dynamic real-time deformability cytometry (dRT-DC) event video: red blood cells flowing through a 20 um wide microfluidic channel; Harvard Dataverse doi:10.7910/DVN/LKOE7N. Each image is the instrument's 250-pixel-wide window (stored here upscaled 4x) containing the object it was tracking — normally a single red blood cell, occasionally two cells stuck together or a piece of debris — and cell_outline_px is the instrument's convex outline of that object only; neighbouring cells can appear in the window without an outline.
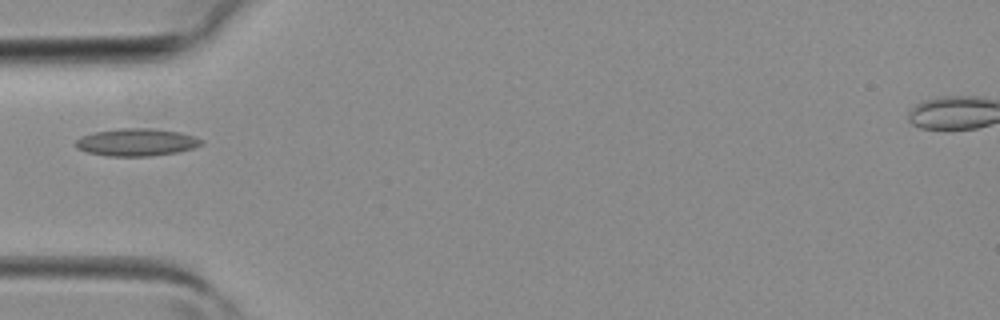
{"species": "common noctule bat (a hibernating species)", "species_latin": "Nyctalus noctula", "temperature_condition": "room temperature", "stored_images_in_passage": 1, "camera_frame_rate_fps": 3000, "um_per_image_px": 0.085, "animal": {"sex": "female", "body_mass_g": 19.3, "forearm_length_mm": 54.1}, "frame": {"image": 1, "passage_image": 1, "time_ms": 0.0, "image_size_px": [1000, 320], "cell_outline_px": [[204, 144], [192, 148], [176, 152], [148, 156], [108, 156], [88, 152], [76, 148], [76, 140], [80, 136], [96, 132], [120, 128], [152, 128], [180, 132], [204, 140]], "centroid_in_image_um": [11.61, 12.08], "position_along_channel_um": 73.4, "area_um2": 20.0}}